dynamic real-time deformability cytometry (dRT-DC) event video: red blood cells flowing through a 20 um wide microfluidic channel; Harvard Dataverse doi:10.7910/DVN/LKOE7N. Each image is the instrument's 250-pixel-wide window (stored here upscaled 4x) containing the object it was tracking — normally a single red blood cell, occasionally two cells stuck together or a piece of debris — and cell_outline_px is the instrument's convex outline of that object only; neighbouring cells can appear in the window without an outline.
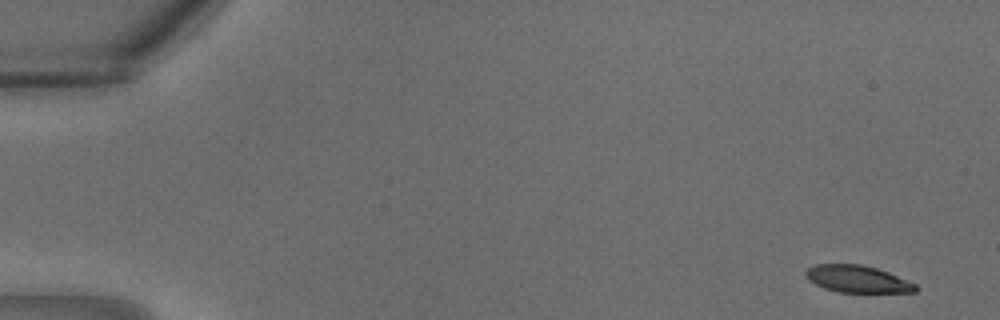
{"species": "common noctule bat (a hibernating species)", "species_latin": "Nyctalus noctula", "temperature_condition": "warm", "stored_images_in_passage": 19, "camera_frame_rate_fps": 3000, "um_per_image_px": 0.085, "animal": {"sex": "male", "body_mass_g": 18.8}, "frame": {"image": 1, "passage_image": 1, "time_ms": 0.0, "image_size_px": [1000, 320], "cell_outline_px": [[920, 288], [916, 292], [836, 292], [824, 288], [808, 280], [804, 276], [804, 272], [808, 268], [816, 264], [860, 264], [876, 268], [888, 272], [916, 284]], "centroid_in_image_um": [72.87, 23.72], "position_along_channel_um": 12.1, "area_um2": 17.4}}
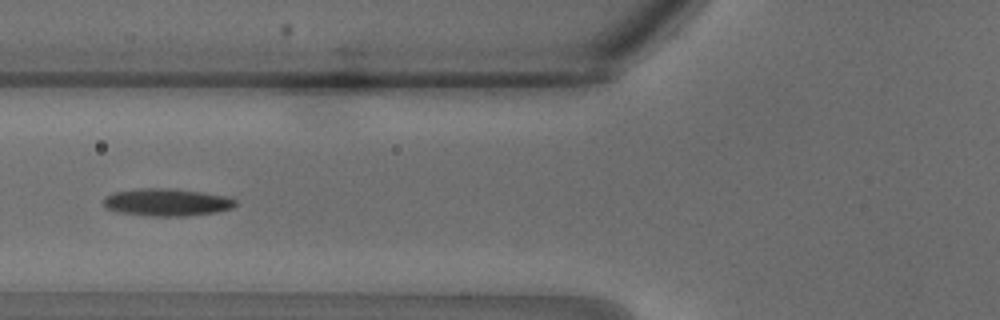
{"frame": {"image": 2, "passage_image": 12, "time_ms": 3.667, "image_size_px": [1000, 320], "cell_outline_px": [[236, 204], [232, 208], [216, 212], [188, 216], [152, 216], [120, 212], [108, 208], [104, 204], [104, 196], [112, 192], [140, 188], [172, 188], [228, 196], [236, 200]], "centroid_in_image_um": [14.19, 17.18], "position_along_channel_um": 111.6, "area_um2": 21.1}}
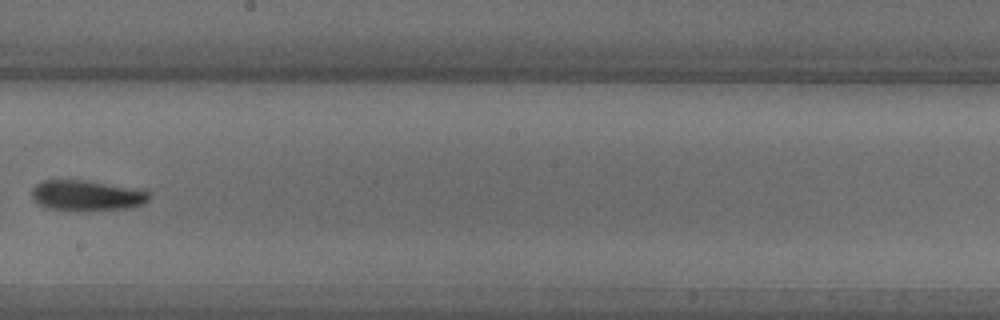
{"frame": {"image": 3, "passage_image": 18, "time_ms": 5.667, "image_size_px": [1000, 320], "cell_outline_px": [[152, 192], [148, 200], [144, 204], [132, 208], [72, 212], [68, 212], [48, 208], [40, 204], [32, 196], [32, 188], [36, 184], [44, 180], [84, 180]], "centroid_in_image_um": [7.37, 16.65], "position_along_channel_um": 240.8, "area_um2": 21.04}}